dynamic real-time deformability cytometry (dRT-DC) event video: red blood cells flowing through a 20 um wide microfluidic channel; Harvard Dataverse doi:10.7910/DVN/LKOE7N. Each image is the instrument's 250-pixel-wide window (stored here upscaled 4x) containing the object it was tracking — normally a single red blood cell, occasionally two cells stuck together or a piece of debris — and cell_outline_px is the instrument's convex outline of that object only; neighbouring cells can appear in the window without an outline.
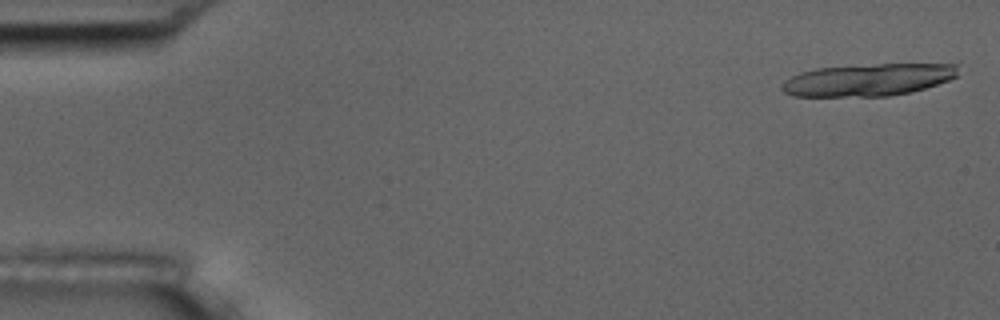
{"species": "common noctule bat (a hibernating species)", "species_latin": "Nyctalus noctula", "temperature_condition": "room temperature", "stored_images_in_passage": 19, "camera_frame_rate_fps": 3000, "um_per_image_px": 0.085, "animal": {"sex": "male", "body_mass_g": 17.5, "forearm_length_mm": 52.3}, "frame": {"image": 1, "passage_image": 2, "time_ms": 0.333, "image_size_px": [1000, 320], "cell_outline_px": [[960, 76], [912, 92], [888, 96], [792, 96], [784, 92], [780, 88], [780, 84], [784, 80], [800, 72], [816, 68], [876, 64], [960, 60]], "centroid_in_image_um": [74.0, 6.73], "position_along_channel_um": 11.0, "area_um2": 34.56}}